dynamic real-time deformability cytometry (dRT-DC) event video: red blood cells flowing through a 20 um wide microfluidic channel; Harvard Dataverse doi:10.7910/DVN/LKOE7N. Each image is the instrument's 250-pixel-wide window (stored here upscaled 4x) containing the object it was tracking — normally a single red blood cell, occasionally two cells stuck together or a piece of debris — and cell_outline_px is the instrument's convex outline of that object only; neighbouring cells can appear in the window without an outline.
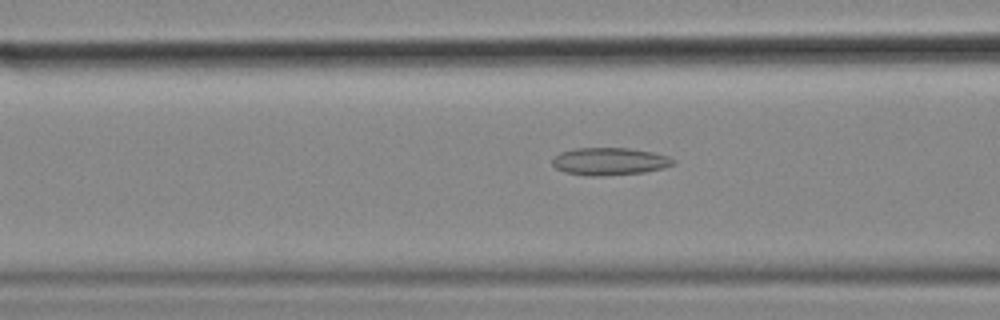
{"species": "common noctule bat (a hibernating species)", "species_latin": "Nyctalus noctula", "temperature_condition": "cold", "stored_images_in_passage": 15, "camera_frame_rate_fps": 3000, "um_per_image_px": 0.085, "animal": {"sex": "female", "body_mass_g": 18.4}, "frame": {"image": 1, "passage_image": 13, "time_ms": 4.0, "image_size_px": [1000, 320], "cell_outline_px": [[676, 164], [664, 168], [644, 172], [600, 176], [592, 176], [564, 172], [556, 168], [552, 164], [552, 160], [560, 152], [576, 148], [628, 148], [652, 152], [668, 156], [676, 160]], "centroid_in_image_um": [51.84, 13.72], "position_along_channel_um": 114.8, "area_um2": 19.36}}